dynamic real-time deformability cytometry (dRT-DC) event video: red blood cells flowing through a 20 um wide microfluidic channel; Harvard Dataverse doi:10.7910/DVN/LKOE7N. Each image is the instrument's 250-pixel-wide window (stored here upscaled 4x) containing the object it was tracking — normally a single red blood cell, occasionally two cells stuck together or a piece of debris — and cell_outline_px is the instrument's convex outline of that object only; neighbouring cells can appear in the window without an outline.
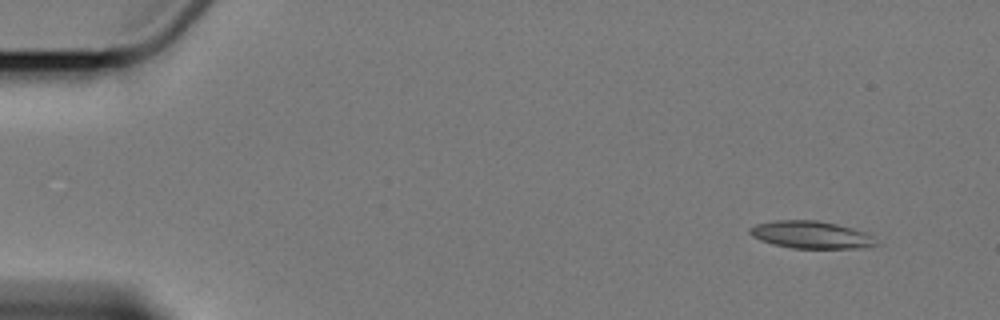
{"species": "Egyptian fruit bat (a non-hibernating species)", "species_latin": "Rousettus aegyptiacus", "temperature_condition": "cold", "stored_images_in_passage": 5, "camera_frame_rate_fps": 3000, "um_per_image_px": 0.085, "animal": {"sex": "female"}, "frame": {"image": 1, "passage_image": 1, "time_ms": 0.0, "image_size_px": [1000, 320], "cell_outline_px": [[884, 244], [860, 248], [792, 248], [772, 244], [760, 240], [752, 236], [748, 232], [748, 228], [756, 224], [776, 220], [816, 220], [836, 224], [872, 232]], "centroid_in_image_um": [69.07, 19.96], "position_along_channel_um": 15.9, "area_um2": 20.81}}
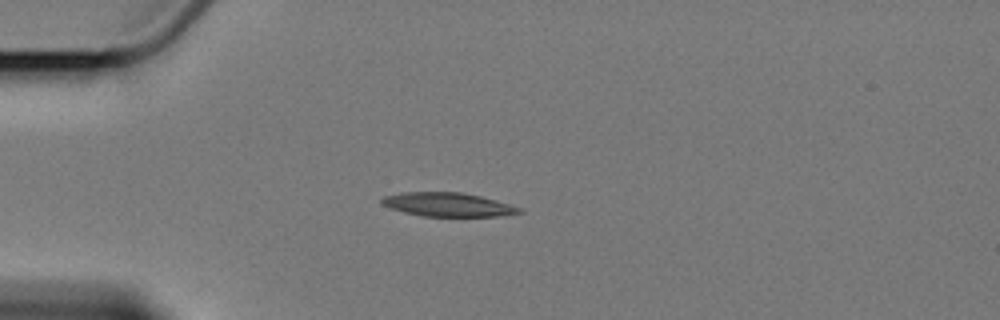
{"frame": {"image": 2, "passage_image": 4, "time_ms": 3.667, "image_size_px": [1000, 320], "cell_outline_px": [[524, 212], [496, 216], [424, 216], [404, 212], [380, 204], [380, 200], [384, 196], [400, 192], [460, 192], [480, 196], [512, 204], [524, 208]], "centroid_in_image_um": [38.09, 17.38], "position_along_channel_um": 46.9, "area_um2": 19.13}}